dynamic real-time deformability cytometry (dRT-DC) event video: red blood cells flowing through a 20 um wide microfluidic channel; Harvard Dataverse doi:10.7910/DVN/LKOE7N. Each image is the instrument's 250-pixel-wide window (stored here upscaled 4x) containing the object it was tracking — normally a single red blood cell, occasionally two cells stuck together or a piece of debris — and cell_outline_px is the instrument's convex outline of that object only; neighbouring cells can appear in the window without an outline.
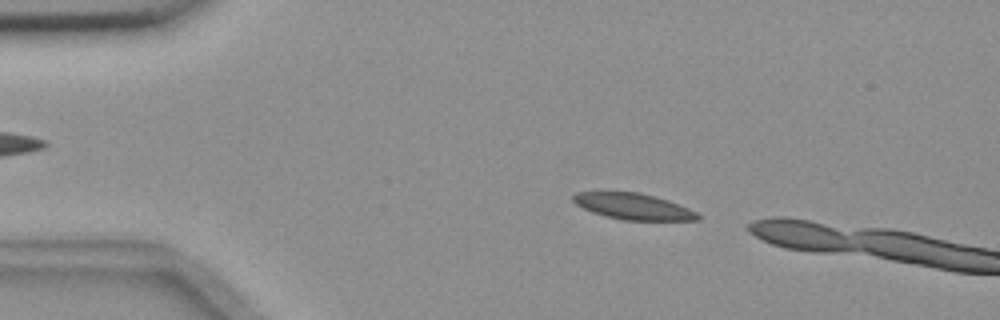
{"species": "common noctule bat (a hibernating species)", "species_latin": "Nyctalus noctula", "temperature_condition": "room temperature", "stored_images_in_passage": 7, "camera_frame_rate_fps": 3000, "um_per_image_px": 0.085, "animal": {"sex": "female", "body_mass_g": 18.4}, "frame": {"image": 1, "passage_image": 4, "time_ms": 1.0, "image_size_px": [1000, 320], "cell_outline_px": [[700, 220], [620, 220], [604, 216], [592, 212], [576, 204], [572, 200], [572, 196], [576, 192], [636, 192], [668, 200], [688, 208], [696, 212], [700, 216]], "centroid_in_image_um": [53.8, 17.55], "position_along_channel_um": 31.2, "area_um2": 18.84}}